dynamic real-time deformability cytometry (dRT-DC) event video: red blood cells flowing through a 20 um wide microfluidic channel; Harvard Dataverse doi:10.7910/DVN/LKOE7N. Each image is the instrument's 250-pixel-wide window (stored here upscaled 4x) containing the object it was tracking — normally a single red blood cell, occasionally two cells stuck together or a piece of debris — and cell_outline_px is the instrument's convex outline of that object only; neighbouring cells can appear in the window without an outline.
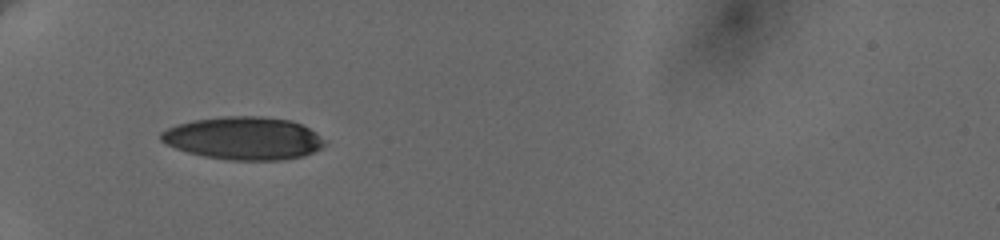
{"species": "human", "species_latin": "Homo sapiens", "temperature_condition": "cold", "stored_images_in_passage": 4, "camera_frame_rate_fps": 3000, "um_per_image_px": 0.085, "donor": {"sex": "female"}, "frame": {"image": 1, "passage_image": 3, "time_ms": 2.333, "image_size_px": [1000, 240], "cell_outline_px": [[328, 144], [304, 156], [280, 160], [232, 160], [204, 156], [188, 152], [176, 148], [160, 140], [160, 132], [176, 124], [196, 120], [224, 116], [260, 116], [292, 120], [316, 132]], "centroid_in_image_um": [20.73, 11.75], "position_along_channel_um": 64.3, "area_um2": 40.75}}